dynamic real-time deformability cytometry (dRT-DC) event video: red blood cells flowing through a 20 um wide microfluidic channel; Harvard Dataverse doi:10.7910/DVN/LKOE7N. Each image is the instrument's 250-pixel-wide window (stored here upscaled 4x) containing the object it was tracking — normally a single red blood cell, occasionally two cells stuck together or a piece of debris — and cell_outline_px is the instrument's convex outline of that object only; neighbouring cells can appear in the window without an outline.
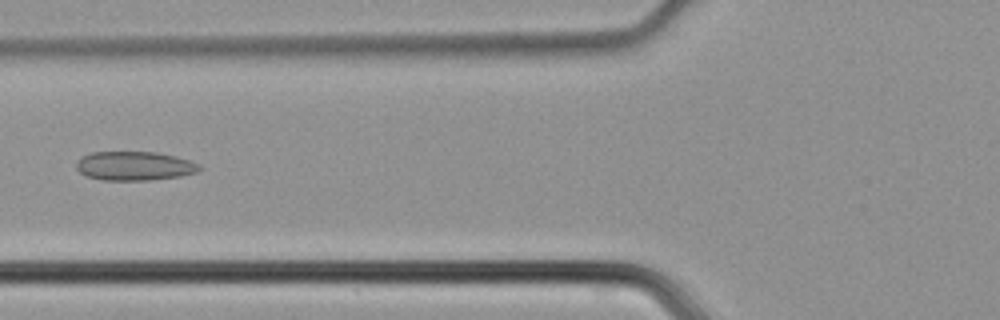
{"species": "common noctule bat (a hibernating species)", "species_latin": "Nyctalus noctula", "temperature_condition": "cold", "stored_images_in_passage": 46, "camera_frame_rate_fps": 3000, "um_per_image_px": 0.085, "animal": {"sex": "male", "body_mass_g": 21.5, "forearm_length_mm": 52.0}, "frame": {"image": 1, "passage_image": 18, "time_ms": 5.667, "image_size_px": [1000, 320], "cell_outline_px": [[200, 168], [196, 172], [180, 176], [148, 180], [104, 180], [88, 176], [80, 172], [76, 168], [76, 160], [92, 152], [156, 152], [176, 156], [200, 164]], "centroid_in_image_um": [11.42, 14.1], "position_along_channel_um": 114.4, "area_um2": 20.63}}
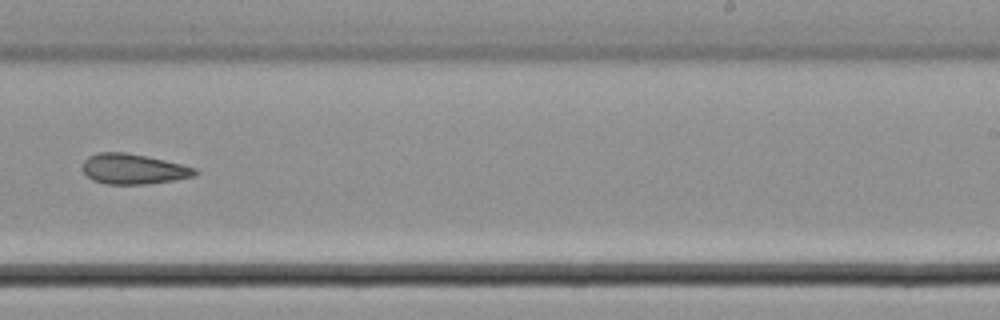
{"frame": {"image": 2, "passage_image": 29, "time_ms": 9.333, "image_size_px": [1000, 320], "cell_outline_px": [[200, 172], [192, 176], [172, 180], [148, 184], [108, 184], [92, 180], [84, 172], [84, 160], [88, 156], [96, 152], [124, 152], [164, 160], [196, 168]], "centroid_in_image_um": [11.32, 14.36], "position_along_channel_um": 277.7, "area_um2": 19.59}}
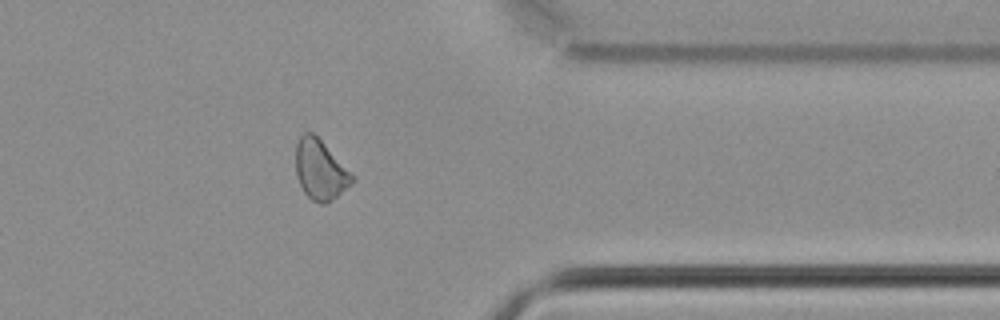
{"frame": {"image": 3, "passage_image": 37, "time_ms": 12.0, "image_size_px": [1000, 320], "cell_outline_px": [[356, 180], [352, 184], [332, 200], [324, 204], [320, 204], [312, 200], [304, 192], [296, 176], [296, 144], [300, 136], [304, 132], [312, 132], [356, 176]], "centroid_in_image_um": [27.24, 14.45], "position_along_channel_um": 384.2, "area_um2": 19.71}}